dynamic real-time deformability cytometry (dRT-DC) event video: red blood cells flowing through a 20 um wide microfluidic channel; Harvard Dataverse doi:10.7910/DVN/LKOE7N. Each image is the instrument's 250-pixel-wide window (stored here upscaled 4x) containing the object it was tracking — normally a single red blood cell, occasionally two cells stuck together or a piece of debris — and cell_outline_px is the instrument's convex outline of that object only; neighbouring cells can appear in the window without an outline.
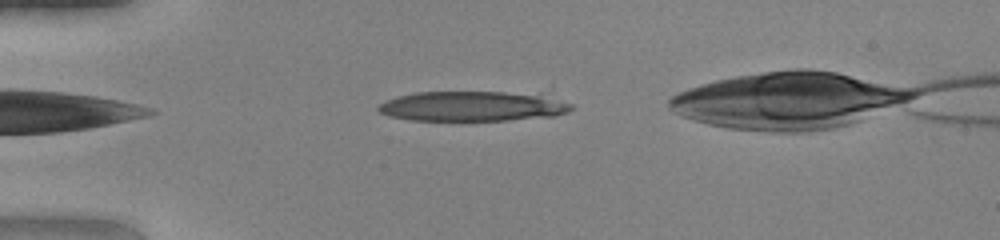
{"species": "human", "species_latin": "Homo sapiens", "temperature_condition": "warm", "stored_images_in_passage": 8, "camera_frame_rate_fps": 3000, "um_per_image_px": 0.085, "donor": {"sex": "female"}, "frame": {"image": 1, "passage_image": 3, "time_ms": 0.667, "image_size_px": [1000, 240], "cell_outline_px": [[572, 108], [564, 112], [552, 116], [504, 120], [416, 120], [392, 116], [380, 112], [376, 108], [380, 104], [388, 100], [400, 96], [420, 92], [500, 92], [536, 96], [572, 104]], "centroid_in_image_um": [40.06, 9.04], "position_along_channel_um": 44.9, "area_um2": 32.31}}